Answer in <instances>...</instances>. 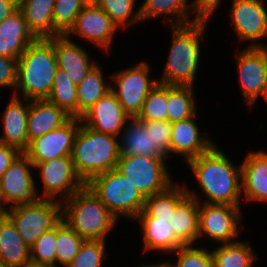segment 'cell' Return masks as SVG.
<instances>
[{"label": "cell", "instance_id": "1", "mask_svg": "<svg viewBox=\"0 0 267 267\" xmlns=\"http://www.w3.org/2000/svg\"><path fill=\"white\" fill-rule=\"evenodd\" d=\"M208 204H228L240 207L242 195L241 164L234 165L226 154L214 145L187 162Z\"/></svg>", "mask_w": 267, "mask_h": 267}, {"label": "cell", "instance_id": "2", "mask_svg": "<svg viewBox=\"0 0 267 267\" xmlns=\"http://www.w3.org/2000/svg\"><path fill=\"white\" fill-rule=\"evenodd\" d=\"M206 27V21L170 26L172 42L164 72L158 83L193 87L201 57L200 41L204 39Z\"/></svg>", "mask_w": 267, "mask_h": 267}, {"label": "cell", "instance_id": "3", "mask_svg": "<svg viewBox=\"0 0 267 267\" xmlns=\"http://www.w3.org/2000/svg\"><path fill=\"white\" fill-rule=\"evenodd\" d=\"M58 69L51 38L36 39L21 54L17 64V83L14 96L22 99L43 100L51 93Z\"/></svg>", "mask_w": 267, "mask_h": 267}, {"label": "cell", "instance_id": "4", "mask_svg": "<svg viewBox=\"0 0 267 267\" xmlns=\"http://www.w3.org/2000/svg\"><path fill=\"white\" fill-rule=\"evenodd\" d=\"M119 138L80 124L71 158L77 175L86 184L91 178L116 168L120 157Z\"/></svg>", "mask_w": 267, "mask_h": 267}, {"label": "cell", "instance_id": "5", "mask_svg": "<svg viewBox=\"0 0 267 267\" xmlns=\"http://www.w3.org/2000/svg\"><path fill=\"white\" fill-rule=\"evenodd\" d=\"M62 219L84 240L100 241L118 220L86 185L62 202Z\"/></svg>", "mask_w": 267, "mask_h": 267}, {"label": "cell", "instance_id": "6", "mask_svg": "<svg viewBox=\"0 0 267 267\" xmlns=\"http://www.w3.org/2000/svg\"><path fill=\"white\" fill-rule=\"evenodd\" d=\"M85 185L117 219L120 215L135 219L143 210L145 198L116 169L91 178Z\"/></svg>", "mask_w": 267, "mask_h": 267}, {"label": "cell", "instance_id": "7", "mask_svg": "<svg viewBox=\"0 0 267 267\" xmlns=\"http://www.w3.org/2000/svg\"><path fill=\"white\" fill-rule=\"evenodd\" d=\"M4 213L15 224L24 243L31 247L43 233L62 221V202L40 199L34 204L6 208Z\"/></svg>", "mask_w": 267, "mask_h": 267}, {"label": "cell", "instance_id": "8", "mask_svg": "<svg viewBox=\"0 0 267 267\" xmlns=\"http://www.w3.org/2000/svg\"><path fill=\"white\" fill-rule=\"evenodd\" d=\"M165 157L120 155L116 170L134 185L144 198L166 190L173 184Z\"/></svg>", "mask_w": 267, "mask_h": 267}, {"label": "cell", "instance_id": "9", "mask_svg": "<svg viewBox=\"0 0 267 267\" xmlns=\"http://www.w3.org/2000/svg\"><path fill=\"white\" fill-rule=\"evenodd\" d=\"M186 187L187 194L199 200L198 239L207 236L220 244L236 242L242 226L240 207L228 204L201 203L195 190ZM240 225V226H239Z\"/></svg>", "mask_w": 267, "mask_h": 267}, {"label": "cell", "instance_id": "10", "mask_svg": "<svg viewBox=\"0 0 267 267\" xmlns=\"http://www.w3.org/2000/svg\"><path fill=\"white\" fill-rule=\"evenodd\" d=\"M149 72V64L141 61L111 76L115 83L111 86V91L130 117H136L139 114L146 96L158 83V80L150 79Z\"/></svg>", "mask_w": 267, "mask_h": 267}, {"label": "cell", "instance_id": "11", "mask_svg": "<svg viewBox=\"0 0 267 267\" xmlns=\"http://www.w3.org/2000/svg\"><path fill=\"white\" fill-rule=\"evenodd\" d=\"M33 163L28 157L21 153L0 177V206L6 209L18 205L34 204L41 198L38 188L31 172Z\"/></svg>", "mask_w": 267, "mask_h": 267}, {"label": "cell", "instance_id": "12", "mask_svg": "<svg viewBox=\"0 0 267 267\" xmlns=\"http://www.w3.org/2000/svg\"><path fill=\"white\" fill-rule=\"evenodd\" d=\"M35 168L39 170L43 184V194L40 193L41 199L63 202L85 186L75 171L71 156L53 158L38 163Z\"/></svg>", "mask_w": 267, "mask_h": 267}, {"label": "cell", "instance_id": "13", "mask_svg": "<svg viewBox=\"0 0 267 267\" xmlns=\"http://www.w3.org/2000/svg\"><path fill=\"white\" fill-rule=\"evenodd\" d=\"M236 55L241 91L249 107L261 96L267 80V47H244Z\"/></svg>", "mask_w": 267, "mask_h": 267}, {"label": "cell", "instance_id": "14", "mask_svg": "<svg viewBox=\"0 0 267 267\" xmlns=\"http://www.w3.org/2000/svg\"><path fill=\"white\" fill-rule=\"evenodd\" d=\"M231 3V23L240 41H252L247 47H267L259 42L267 37V10L263 1L232 0Z\"/></svg>", "mask_w": 267, "mask_h": 267}, {"label": "cell", "instance_id": "15", "mask_svg": "<svg viewBox=\"0 0 267 267\" xmlns=\"http://www.w3.org/2000/svg\"><path fill=\"white\" fill-rule=\"evenodd\" d=\"M80 118H71L62 127L36 137L24 153L34 167L53 158L71 156L73 142L80 127Z\"/></svg>", "mask_w": 267, "mask_h": 267}, {"label": "cell", "instance_id": "16", "mask_svg": "<svg viewBox=\"0 0 267 267\" xmlns=\"http://www.w3.org/2000/svg\"><path fill=\"white\" fill-rule=\"evenodd\" d=\"M118 27L111 18L95 3H88L79 13L72 28L65 35L67 38L75 34L86 39L102 50L108 51Z\"/></svg>", "mask_w": 267, "mask_h": 267}, {"label": "cell", "instance_id": "17", "mask_svg": "<svg viewBox=\"0 0 267 267\" xmlns=\"http://www.w3.org/2000/svg\"><path fill=\"white\" fill-rule=\"evenodd\" d=\"M130 116L112 91L99 99L80 117L81 124L97 132L120 136Z\"/></svg>", "mask_w": 267, "mask_h": 267}, {"label": "cell", "instance_id": "18", "mask_svg": "<svg viewBox=\"0 0 267 267\" xmlns=\"http://www.w3.org/2000/svg\"><path fill=\"white\" fill-rule=\"evenodd\" d=\"M186 185H170L166 190L145 198L143 210L134 219L140 223L169 225L175 228L176 206L187 196Z\"/></svg>", "mask_w": 267, "mask_h": 267}, {"label": "cell", "instance_id": "19", "mask_svg": "<svg viewBox=\"0 0 267 267\" xmlns=\"http://www.w3.org/2000/svg\"><path fill=\"white\" fill-rule=\"evenodd\" d=\"M196 115L172 123L169 155L177 154L189 160L207 153L215 143L207 136H202L196 124Z\"/></svg>", "mask_w": 267, "mask_h": 267}, {"label": "cell", "instance_id": "20", "mask_svg": "<svg viewBox=\"0 0 267 267\" xmlns=\"http://www.w3.org/2000/svg\"><path fill=\"white\" fill-rule=\"evenodd\" d=\"M51 44L54 47L58 68L65 71L76 86L97 65L95 60H90L87 50L66 36L51 38Z\"/></svg>", "mask_w": 267, "mask_h": 267}, {"label": "cell", "instance_id": "21", "mask_svg": "<svg viewBox=\"0 0 267 267\" xmlns=\"http://www.w3.org/2000/svg\"><path fill=\"white\" fill-rule=\"evenodd\" d=\"M20 96H12L6 105L3 115V135L0 136V143L13 147L21 153H25L29 146L27 135V118L30 107V100Z\"/></svg>", "mask_w": 267, "mask_h": 267}, {"label": "cell", "instance_id": "22", "mask_svg": "<svg viewBox=\"0 0 267 267\" xmlns=\"http://www.w3.org/2000/svg\"><path fill=\"white\" fill-rule=\"evenodd\" d=\"M36 39L20 8L0 22V55L18 60Z\"/></svg>", "mask_w": 267, "mask_h": 267}, {"label": "cell", "instance_id": "23", "mask_svg": "<svg viewBox=\"0 0 267 267\" xmlns=\"http://www.w3.org/2000/svg\"><path fill=\"white\" fill-rule=\"evenodd\" d=\"M241 171L245 201L267 203V152L248 153L241 163Z\"/></svg>", "mask_w": 267, "mask_h": 267}, {"label": "cell", "instance_id": "24", "mask_svg": "<svg viewBox=\"0 0 267 267\" xmlns=\"http://www.w3.org/2000/svg\"><path fill=\"white\" fill-rule=\"evenodd\" d=\"M71 118L64 110L46 99L30 100L27 118L28 141L62 127Z\"/></svg>", "mask_w": 267, "mask_h": 267}, {"label": "cell", "instance_id": "25", "mask_svg": "<svg viewBox=\"0 0 267 267\" xmlns=\"http://www.w3.org/2000/svg\"><path fill=\"white\" fill-rule=\"evenodd\" d=\"M0 260L5 267L31 266L30 247L5 213L0 214Z\"/></svg>", "mask_w": 267, "mask_h": 267}, {"label": "cell", "instance_id": "26", "mask_svg": "<svg viewBox=\"0 0 267 267\" xmlns=\"http://www.w3.org/2000/svg\"><path fill=\"white\" fill-rule=\"evenodd\" d=\"M120 155L164 157L152 144L151 129L136 117H130L119 136Z\"/></svg>", "mask_w": 267, "mask_h": 267}, {"label": "cell", "instance_id": "27", "mask_svg": "<svg viewBox=\"0 0 267 267\" xmlns=\"http://www.w3.org/2000/svg\"><path fill=\"white\" fill-rule=\"evenodd\" d=\"M139 9L142 21H145V19L147 20L154 17L163 16V19H165L169 26H182L195 22L193 1L145 0ZM190 13L191 15L193 14L192 20L189 16Z\"/></svg>", "mask_w": 267, "mask_h": 267}, {"label": "cell", "instance_id": "28", "mask_svg": "<svg viewBox=\"0 0 267 267\" xmlns=\"http://www.w3.org/2000/svg\"><path fill=\"white\" fill-rule=\"evenodd\" d=\"M54 4L55 0H19L28 28L37 39L54 37Z\"/></svg>", "mask_w": 267, "mask_h": 267}, {"label": "cell", "instance_id": "29", "mask_svg": "<svg viewBox=\"0 0 267 267\" xmlns=\"http://www.w3.org/2000/svg\"><path fill=\"white\" fill-rule=\"evenodd\" d=\"M199 200L187 195L175 209V235L185 244L193 245L198 240Z\"/></svg>", "mask_w": 267, "mask_h": 267}, {"label": "cell", "instance_id": "30", "mask_svg": "<svg viewBox=\"0 0 267 267\" xmlns=\"http://www.w3.org/2000/svg\"><path fill=\"white\" fill-rule=\"evenodd\" d=\"M103 75L97 63L77 86V118L111 91L112 84L105 83Z\"/></svg>", "mask_w": 267, "mask_h": 267}, {"label": "cell", "instance_id": "31", "mask_svg": "<svg viewBox=\"0 0 267 267\" xmlns=\"http://www.w3.org/2000/svg\"><path fill=\"white\" fill-rule=\"evenodd\" d=\"M249 245L237 240L214 248L211 251L213 267H252L257 257Z\"/></svg>", "mask_w": 267, "mask_h": 267}, {"label": "cell", "instance_id": "32", "mask_svg": "<svg viewBox=\"0 0 267 267\" xmlns=\"http://www.w3.org/2000/svg\"><path fill=\"white\" fill-rule=\"evenodd\" d=\"M193 91L192 86L167 85V121L173 123L197 114Z\"/></svg>", "mask_w": 267, "mask_h": 267}, {"label": "cell", "instance_id": "33", "mask_svg": "<svg viewBox=\"0 0 267 267\" xmlns=\"http://www.w3.org/2000/svg\"><path fill=\"white\" fill-rule=\"evenodd\" d=\"M145 251L156 250L163 253H173L185 244L175 235L169 225L140 223Z\"/></svg>", "mask_w": 267, "mask_h": 267}, {"label": "cell", "instance_id": "34", "mask_svg": "<svg viewBox=\"0 0 267 267\" xmlns=\"http://www.w3.org/2000/svg\"><path fill=\"white\" fill-rule=\"evenodd\" d=\"M46 100L64 110L72 118H77V86L65 71L57 69L51 93Z\"/></svg>", "mask_w": 267, "mask_h": 267}, {"label": "cell", "instance_id": "35", "mask_svg": "<svg viewBox=\"0 0 267 267\" xmlns=\"http://www.w3.org/2000/svg\"><path fill=\"white\" fill-rule=\"evenodd\" d=\"M83 242L84 239L62 219L56 226L55 267H67L79 253Z\"/></svg>", "mask_w": 267, "mask_h": 267}, {"label": "cell", "instance_id": "36", "mask_svg": "<svg viewBox=\"0 0 267 267\" xmlns=\"http://www.w3.org/2000/svg\"><path fill=\"white\" fill-rule=\"evenodd\" d=\"M137 0H97L95 4L111 18L119 28H128L141 20L140 9L134 10Z\"/></svg>", "mask_w": 267, "mask_h": 267}, {"label": "cell", "instance_id": "37", "mask_svg": "<svg viewBox=\"0 0 267 267\" xmlns=\"http://www.w3.org/2000/svg\"><path fill=\"white\" fill-rule=\"evenodd\" d=\"M87 4L86 0H55L53 9L54 37L65 36Z\"/></svg>", "mask_w": 267, "mask_h": 267}, {"label": "cell", "instance_id": "38", "mask_svg": "<svg viewBox=\"0 0 267 267\" xmlns=\"http://www.w3.org/2000/svg\"><path fill=\"white\" fill-rule=\"evenodd\" d=\"M167 85L157 83L136 116L141 121H167Z\"/></svg>", "mask_w": 267, "mask_h": 267}, {"label": "cell", "instance_id": "39", "mask_svg": "<svg viewBox=\"0 0 267 267\" xmlns=\"http://www.w3.org/2000/svg\"><path fill=\"white\" fill-rule=\"evenodd\" d=\"M56 227L43 233L30 247L31 266L55 267Z\"/></svg>", "mask_w": 267, "mask_h": 267}, {"label": "cell", "instance_id": "40", "mask_svg": "<svg viewBox=\"0 0 267 267\" xmlns=\"http://www.w3.org/2000/svg\"><path fill=\"white\" fill-rule=\"evenodd\" d=\"M106 242L100 240H84L79 253L67 267H102L107 258Z\"/></svg>", "mask_w": 267, "mask_h": 267}, {"label": "cell", "instance_id": "41", "mask_svg": "<svg viewBox=\"0 0 267 267\" xmlns=\"http://www.w3.org/2000/svg\"><path fill=\"white\" fill-rule=\"evenodd\" d=\"M184 245L173 252L177 253L176 263H169V267H213L211 251L206 247Z\"/></svg>", "mask_w": 267, "mask_h": 267}, {"label": "cell", "instance_id": "42", "mask_svg": "<svg viewBox=\"0 0 267 267\" xmlns=\"http://www.w3.org/2000/svg\"><path fill=\"white\" fill-rule=\"evenodd\" d=\"M146 129H151L152 144L158 151L168 158L172 123L169 121H142Z\"/></svg>", "mask_w": 267, "mask_h": 267}, {"label": "cell", "instance_id": "43", "mask_svg": "<svg viewBox=\"0 0 267 267\" xmlns=\"http://www.w3.org/2000/svg\"><path fill=\"white\" fill-rule=\"evenodd\" d=\"M18 60L0 55V88L16 90Z\"/></svg>", "mask_w": 267, "mask_h": 267}, {"label": "cell", "instance_id": "44", "mask_svg": "<svg viewBox=\"0 0 267 267\" xmlns=\"http://www.w3.org/2000/svg\"><path fill=\"white\" fill-rule=\"evenodd\" d=\"M194 20L196 21H208V18L216 11L220 6V0H192Z\"/></svg>", "mask_w": 267, "mask_h": 267}, {"label": "cell", "instance_id": "45", "mask_svg": "<svg viewBox=\"0 0 267 267\" xmlns=\"http://www.w3.org/2000/svg\"><path fill=\"white\" fill-rule=\"evenodd\" d=\"M20 154L17 149L0 143V177Z\"/></svg>", "mask_w": 267, "mask_h": 267}, {"label": "cell", "instance_id": "46", "mask_svg": "<svg viewBox=\"0 0 267 267\" xmlns=\"http://www.w3.org/2000/svg\"><path fill=\"white\" fill-rule=\"evenodd\" d=\"M19 8V0H0V22Z\"/></svg>", "mask_w": 267, "mask_h": 267}, {"label": "cell", "instance_id": "47", "mask_svg": "<svg viewBox=\"0 0 267 267\" xmlns=\"http://www.w3.org/2000/svg\"><path fill=\"white\" fill-rule=\"evenodd\" d=\"M140 267H169V264L167 261H164V262H160L159 264H156V265H141Z\"/></svg>", "mask_w": 267, "mask_h": 267}, {"label": "cell", "instance_id": "48", "mask_svg": "<svg viewBox=\"0 0 267 267\" xmlns=\"http://www.w3.org/2000/svg\"><path fill=\"white\" fill-rule=\"evenodd\" d=\"M261 96L267 101V80H266Z\"/></svg>", "mask_w": 267, "mask_h": 267}, {"label": "cell", "instance_id": "49", "mask_svg": "<svg viewBox=\"0 0 267 267\" xmlns=\"http://www.w3.org/2000/svg\"><path fill=\"white\" fill-rule=\"evenodd\" d=\"M87 3H95L97 0H86Z\"/></svg>", "mask_w": 267, "mask_h": 267}, {"label": "cell", "instance_id": "50", "mask_svg": "<svg viewBox=\"0 0 267 267\" xmlns=\"http://www.w3.org/2000/svg\"><path fill=\"white\" fill-rule=\"evenodd\" d=\"M4 213V210L2 209V207L0 206V214Z\"/></svg>", "mask_w": 267, "mask_h": 267}, {"label": "cell", "instance_id": "51", "mask_svg": "<svg viewBox=\"0 0 267 267\" xmlns=\"http://www.w3.org/2000/svg\"><path fill=\"white\" fill-rule=\"evenodd\" d=\"M0 267H5L1 260H0Z\"/></svg>", "mask_w": 267, "mask_h": 267}]
</instances>
